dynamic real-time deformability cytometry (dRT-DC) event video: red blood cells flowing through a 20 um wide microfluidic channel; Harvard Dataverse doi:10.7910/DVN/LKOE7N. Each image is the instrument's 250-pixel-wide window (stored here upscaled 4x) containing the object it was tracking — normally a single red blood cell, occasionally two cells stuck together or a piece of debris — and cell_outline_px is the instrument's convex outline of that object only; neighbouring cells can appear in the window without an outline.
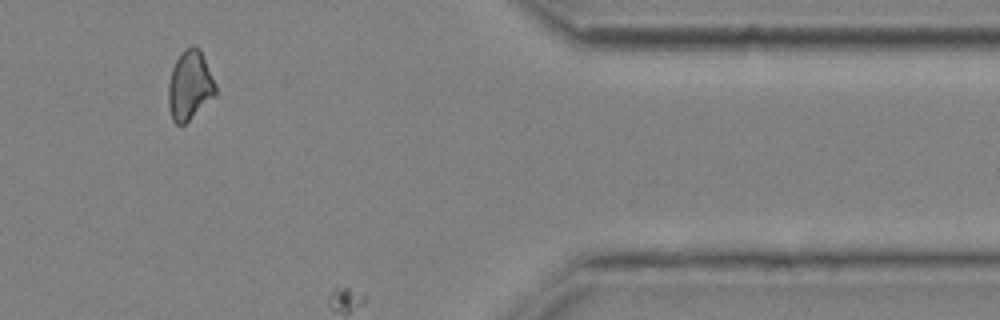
{"species": "common noctule bat (a hibernating species)", "species_latin": "Nyctalus noctula", "temperature_condition": "cold", "stored_images_in_passage": 33, "camera_frame_rate_fps": 3000, "um_per_image_px": 0.085, "animal": {"sex": "male", "body_mass_g": 20.4}, "frame": {"image": 1, "passage_image": 31, "time_ms": 10.0, "image_size_px": [1000, 320], "cell_outline_px": [[216, 92], [184, 124], [176, 124], [172, 120], [168, 104], [168, 84], [172, 68], [180, 52], [184, 48], [192, 44], [196, 44], [200, 48], [216, 84]], "centroid_in_image_um": [16.1, 7.18], "position_along_channel_um": 395.3, "area_um2": 18.9}}